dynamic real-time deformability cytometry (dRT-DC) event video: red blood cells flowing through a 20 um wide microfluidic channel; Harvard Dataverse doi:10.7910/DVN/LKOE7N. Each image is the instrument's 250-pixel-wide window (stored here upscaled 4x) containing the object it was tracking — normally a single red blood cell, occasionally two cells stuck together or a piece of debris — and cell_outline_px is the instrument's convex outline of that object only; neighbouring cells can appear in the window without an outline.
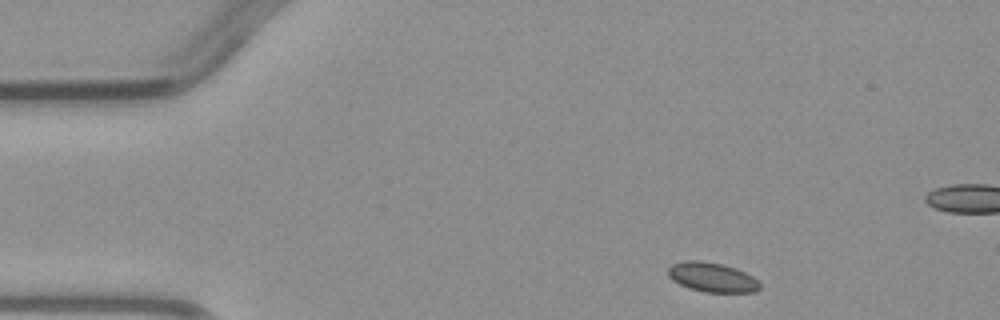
{"species": "common noctule bat (a hibernating species)", "species_latin": "Nyctalus noctula", "temperature_condition": "warm", "stored_images_in_passage": 4, "camera_frame_rate_fps": 3000, "um_per_image_px": 0.085, "animal": {"sex": "male", "body_mass_g": 23.1, "forearm_length_mm": 52.7}, "frame": {"image": 1, "passage_image": 1, "time_ms": 0.0, "image_size_px": [1000, 320], "cell_outline_px": [[760, 288], [756, 292], [704, 292], [688, 288], [672, 280], [668, 276], [668, 268], [672, 264], [684, 260], [700, 260], [724, 264], [736, 268], [752, 276], [760, 284]], "centroid_in_image_um": [60.51, 23.56], "position_along_channel_um": 24.5, "area_um2": 15.9}}